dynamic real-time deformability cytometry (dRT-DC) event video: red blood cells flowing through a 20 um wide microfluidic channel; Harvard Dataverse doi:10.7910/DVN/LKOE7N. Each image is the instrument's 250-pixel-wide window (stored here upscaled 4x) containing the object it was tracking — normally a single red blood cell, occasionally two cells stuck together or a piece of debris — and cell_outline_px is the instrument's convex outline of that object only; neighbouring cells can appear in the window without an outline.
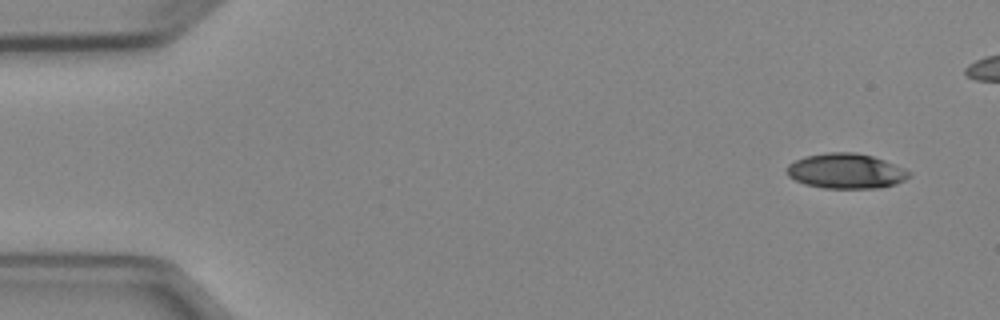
{"species": "Egyptian fruit bat (a non-hibernating species)", "species_latin": "Rousettus aegyptiacus", "temperature_condition": "cold", "stored_images_in_passage": 6, "camera_frame_rate_fps": 3000, "um_per_image_px": 0.085, "animal": {"sex": "female"}, "frame": {"image": 1, "passage_image": 1, "time_ms": 0.0, "image_size_px": [1000, 320], "cell_outline_px": [[912, 172], [904, 180], [896, 184], [880, 188], [824, 188], [804, 184], [788, 176], [784, 172], [788, 164], [804, 156], [828, 152], [852, 152], [872, 156], [884, 160], [904, 168]], "centroid_in_image_um": [71.88, 14.54], "position_along_channel_um": 13.1, "area_um2": 25.09}}
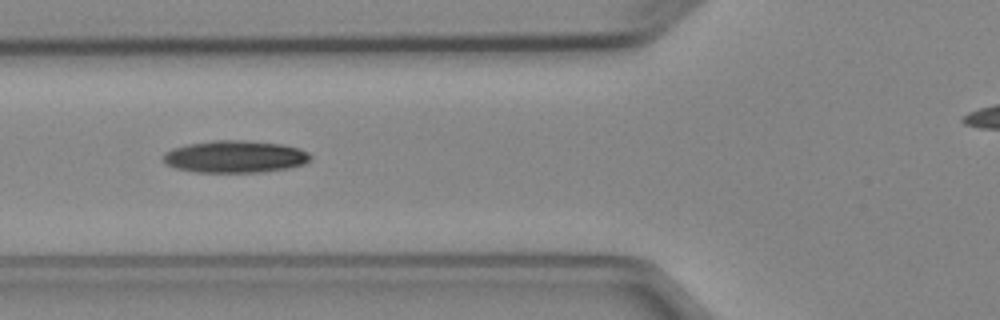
{"frame": {"image": 2, "passage_image": 5, "time_ms": 5.333, "image_size_px": [1000, 320], "cell_outline_px": [[312, 160], [304, 164], [288, 168], [264, 172], [196, 172], [176, 168], [168, 164], [164, 160], [164, 152], [172, 148], [188, 144], [216, 140], [244, 140], [284, 144], [300, 148], [308, 152], [312, 156]], "centroid_in_image_um": [20.04, 13.31], "position_along_channel_um": 105.8, "area_um2": 27.74}}